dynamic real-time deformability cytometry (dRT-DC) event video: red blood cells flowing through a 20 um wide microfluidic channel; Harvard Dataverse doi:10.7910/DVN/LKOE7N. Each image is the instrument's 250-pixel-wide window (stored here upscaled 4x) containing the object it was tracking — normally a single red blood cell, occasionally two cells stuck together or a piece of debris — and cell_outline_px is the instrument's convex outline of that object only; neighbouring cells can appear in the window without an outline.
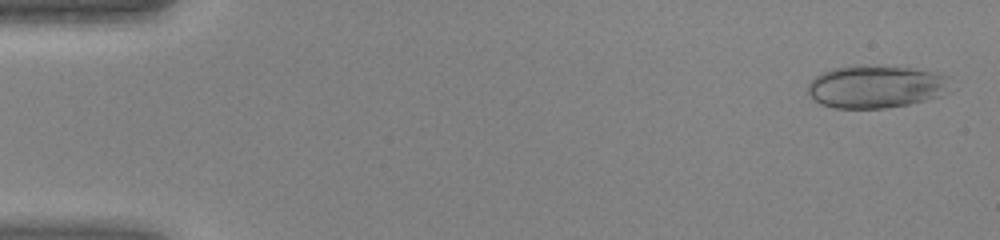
{"species": "human", "species_latin": "Homo sapiens", "temperature_condition": "warm", "stored_images_in_passage": 45, "camera_frame_rate_fps": 3000, "um_per_image_px": 0.085, "donor": {"sex": "female"}, "frame": {"image": 1, "passage_image": 2, "time_ms": 0.333, "image_size_px": [1000, 240], "cell_outline_px": [[948, 76], [936, 96], [924, 100], [908, 104], [884, 108], [832, 108], [820, 104], [808, 92], [808, 84], [816, 76], [824, 72], [836, 68], [912, 68], [936, 72]], "centroid_in_image_um": [74.34, 7.41], "position_along_channel_um": 10.7, "area_um2": 33.52}}
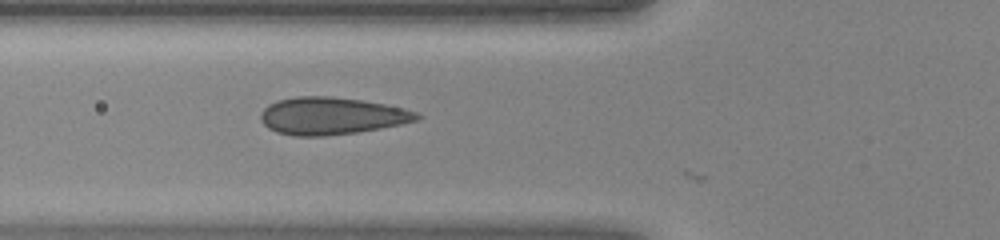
{"frame": {"image": 2, "passage_image": 17, "time_ms": 5.333, "image_size_px": [1000, 240], "cell_outline_px": [[424, 116], [416, 120], [400, 124], [380, 128], [356, 132], [324, 136], [292, 136], [276, 132], [268, 128], [260, 120], [260, 112], [268, 104], [276, 100], [296, 96], [332, 96], [360, 100], [384, 104], [404, 108], [416, 112]], "centroid_in_image_um": [28.13, 9.85], "position_along_channel_um": 97.7, "area_um2": 34.04}}
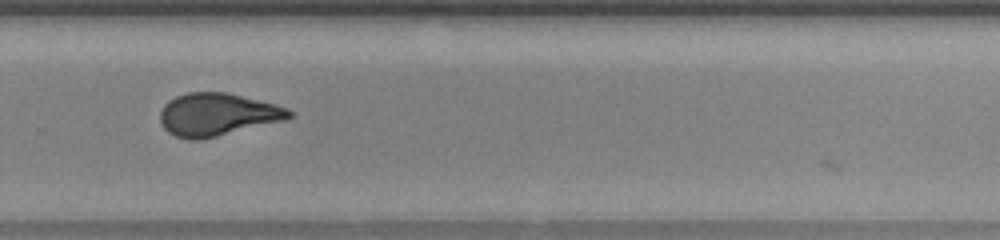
{"frame": {"image": 3, "passage_image": 31, "time_ms": 10.0, "image_size_px": [1000, 240], "cell_outline_px": [[292, 116], [288, 120], [200, 140], [188, 140], [176, 136], [168, 132], [160, 124], [160, 112], [164, 104], [168, 100], [176, 96], [188, 92], [228, 92], [276, 104], [288, 108], [292, 112]], "centroid_in_image_um": [18.49, 9.73], "position_along_channel_um": 311.3, "area_um2": 32.48}}